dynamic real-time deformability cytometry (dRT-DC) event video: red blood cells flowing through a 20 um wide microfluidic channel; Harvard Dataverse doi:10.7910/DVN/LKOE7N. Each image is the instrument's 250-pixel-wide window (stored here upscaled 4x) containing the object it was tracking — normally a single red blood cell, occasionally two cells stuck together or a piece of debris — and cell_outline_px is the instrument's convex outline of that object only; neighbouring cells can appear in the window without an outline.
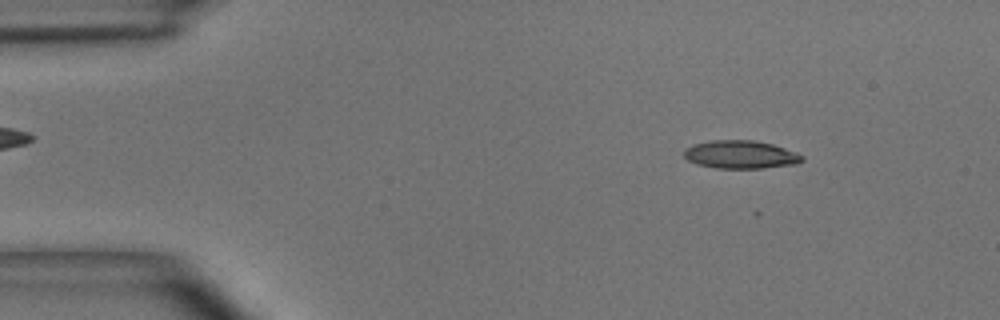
{"species": "common noctule bat (a hibernating species)", "species_latin": "Nyctalus noctula", "temperature_condition": "room temperature", "stored_images_in_passage": 48, "camera_frame_rate_fps": 3000, "um_per_image_px": 0.085, "animal": {"sex": "male", "body_mass_g": 15.6}, "frame": {"image": 1, "passage_image": 6, "time_ms": 1.667, "image_size_px": [1000, 320], "cell_outline_px": [[804, 160], [796, 164], [764, 168], [716, 168], [696, 164], [688, 160], [684, 156], [684, 148], [692, 144], [712, 140], [752, 140], [772, 144], [796, 152], [804, 156]], "centroid_in_image_um": [62.94, 13.14], "position_along_channel_um": 22.1, "area_um2": 19.42}}
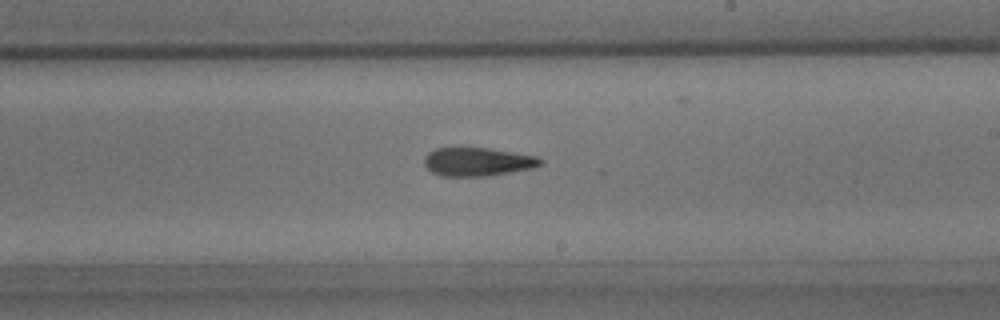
{"frame": {"image": 2, "passage_image": 28, "time_ms": 9.0, "image_size_px": [1000, 320], "cell_outline_px": [[544, 164], [536, 168], [488, 176], [440, 176], [432, 172], [424, 164], [424, 156], [428, 152], [436, 148], [488, 148], [540, 156], [544, 160]], "centroid_in_image_um": [40.67, 13.75], "position_along_channel_um": 248.3, "area_um2": 19.65}}
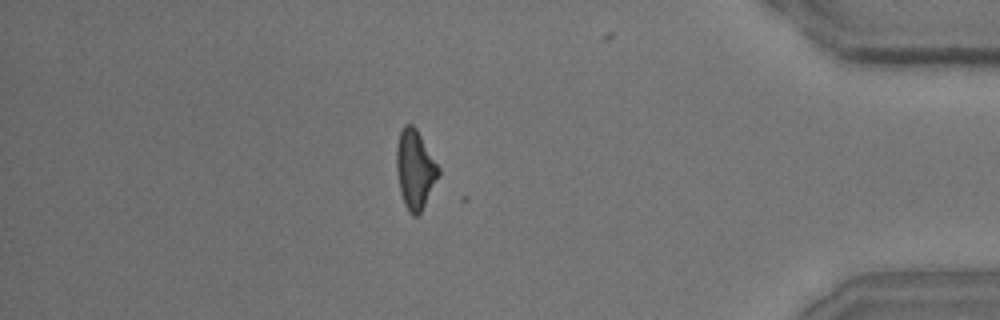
{"frame": {"image": 3, "passage_image": 42, "time_ms": 13.667, "image_size_px": [1000, 320], "cell_outline_px": [[440, 176], [420, 212], [416, 216], [412, 216], [408, 212], [404, 204], [400, 192], [396, 168], [396, 148], [400, 132], [404, 124], [412, 124], [416, 128], [440, 168]], "centroid_in_image_um": [35.28, 14.4], "position_along_channel_um": 399.9, "area_um2": 19.36}, "authors_computed_cell_mechanics": {"area_um2": 19.4208, "velocity_mm_per_s": 4.0638, "shape_relaxation_time_tau1_ms": null, "shape_relaxation_time_tau2_ms": 3.3718, "deformation_change_tau1": null, "deformation_change_tau2": 0.1173}}